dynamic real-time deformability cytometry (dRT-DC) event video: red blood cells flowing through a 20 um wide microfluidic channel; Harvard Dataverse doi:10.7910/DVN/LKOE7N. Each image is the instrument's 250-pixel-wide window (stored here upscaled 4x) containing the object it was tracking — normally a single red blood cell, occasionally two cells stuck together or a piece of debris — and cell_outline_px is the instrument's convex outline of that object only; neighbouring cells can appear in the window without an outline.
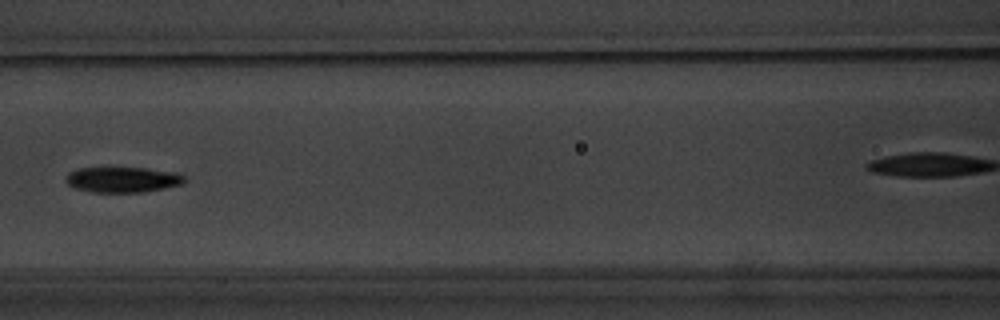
{"species": "common noctule bat (a hibernating species)", "species_latin": "Nyctalus noctula", "temperature_condition": "warm", "stored_images_in_passage": 8, "segment_of_instrument_passage": [1, 2], "camera_frame_rate_fps": 3000, "um_per_image_px": 0.085, "animal": {"sex": "male", "body_mass_g": 20.1, "forearm_length_mm": 53.5}, "frame": {"image": 1, "passage_image": 7, "time_ms": 7.0, "image_size_px": [1000, 320], "cell_outline_px": [[188, 180], [180, 184], [144, 192], [92, 192], [76, 188], [68, 184], [64, 180], [68, 172], [76, 168], [108, 164], [144, 168], [176, 172], [184, 176]], "centroid_in_image_um": [10.34, 15.2], "position_along_channel_um": 156.3, "area_um2": 18.55}}